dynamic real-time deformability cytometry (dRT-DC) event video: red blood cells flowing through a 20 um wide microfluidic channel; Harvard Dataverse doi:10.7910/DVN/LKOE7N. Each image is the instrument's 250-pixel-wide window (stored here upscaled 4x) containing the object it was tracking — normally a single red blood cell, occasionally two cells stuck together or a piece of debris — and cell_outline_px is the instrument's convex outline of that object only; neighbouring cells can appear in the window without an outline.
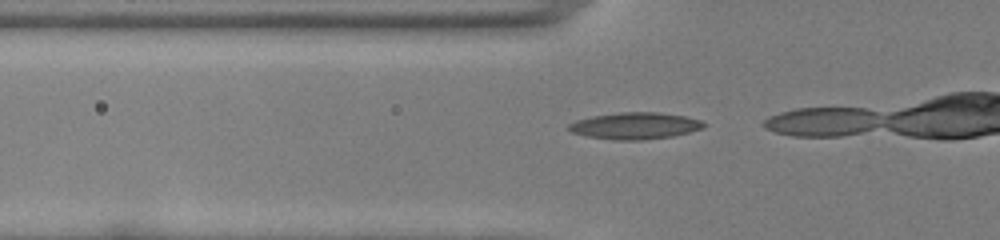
{"species": "common noctule bat (a hibernating species)", "species_latin": "Nyctalus noctula", "temperature_condition": "room temperature", "stored_images_in_passage": 15, "camera_frame_rate_fps": 3000, "um_per_image_px": 0.085, "animal": {"sex": "female", "body_mass_g": 22.0, "forearm_length_mm": 56.7}, "frame": {"image": 1, "passage_image": 12, "time_ms": 3.667, "image_size_px": [1000, 240], "cell_outline_px": [[708, 124], [704, 128], [672, 136], [640, 140], [616, 140], [584, 136], [572, 132], [568, 128], [568, 124], [576, 120], [592, 116], [620, 112], [660, 112], [684, 116], [700, 120]], "centroid_in_image_um": [53.98, 10.69], "position_along_channel_um": 71.8, "area_um2": 21.04}}